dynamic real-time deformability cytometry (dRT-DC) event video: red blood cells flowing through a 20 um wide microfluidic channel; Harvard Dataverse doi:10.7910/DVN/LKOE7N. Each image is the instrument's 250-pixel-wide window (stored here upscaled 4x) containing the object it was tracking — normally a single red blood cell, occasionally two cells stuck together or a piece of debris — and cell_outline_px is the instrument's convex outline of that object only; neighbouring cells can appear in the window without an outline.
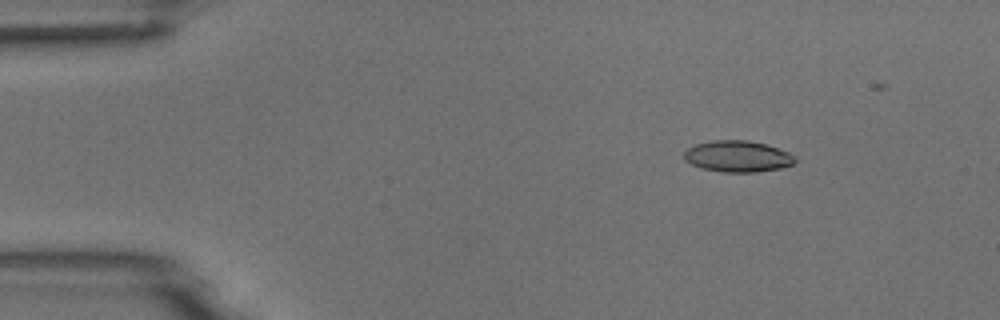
{"species": "common noctule bat (a hibernating species)", "species_latin": "Nyctalus noctula", "temperature_condition": "room temperature", "stored_images_in_passage": 6, "camera_frame_rate_fps": 3000, "um_per_image_px": 0.085, "animal": {"sex": "male", "body_mass_g": 18.8}, "frame": {"image": 1, "passage_image": 2, "time_ms": 1.333, "image_size_px": [1000, 320], "cell_outline_px": [[796, 160], [792, 164], [780, 168], [756, 172], [720, 172], [700, 168], [684, 160], [684, 152], [688, 148], [696, 144], [712, 140], [748, 140], [764, 144], [788, 152], [796, 156]], "centroid_in_image_um": [62.67, 13.29], "position_along_channel_um": 22.3, "area_um2": 20.23}}
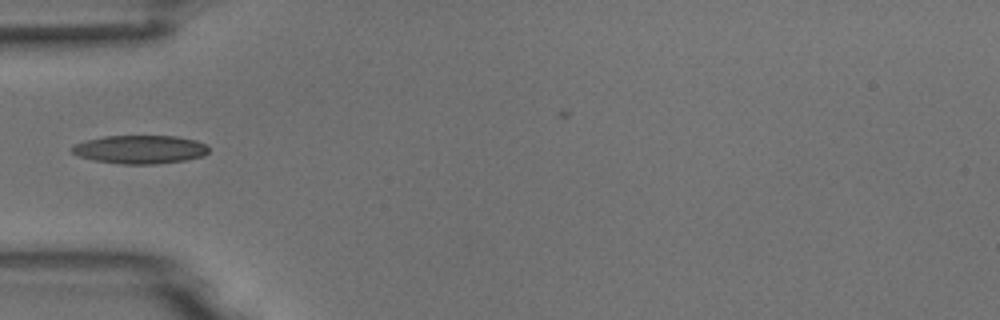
{"frame": {"image": 2, "passage_image": 5, "time_ms": 4.667, "image_size_px": [1000, 320], "cell_outline_px": [[208, 152], [204, 156], [188, 160], [156, 164], [120, 164], [96, 160], [80, 156], [72, 152], [68, 148], [72, 144], [104, 136], [176, 136], [196, 140], [204, 144], [208, 148]], "centroid_in_image_um": [11.9, 12.7], "position_along_channel_um": 73.1, "area_um2": 22.72}}